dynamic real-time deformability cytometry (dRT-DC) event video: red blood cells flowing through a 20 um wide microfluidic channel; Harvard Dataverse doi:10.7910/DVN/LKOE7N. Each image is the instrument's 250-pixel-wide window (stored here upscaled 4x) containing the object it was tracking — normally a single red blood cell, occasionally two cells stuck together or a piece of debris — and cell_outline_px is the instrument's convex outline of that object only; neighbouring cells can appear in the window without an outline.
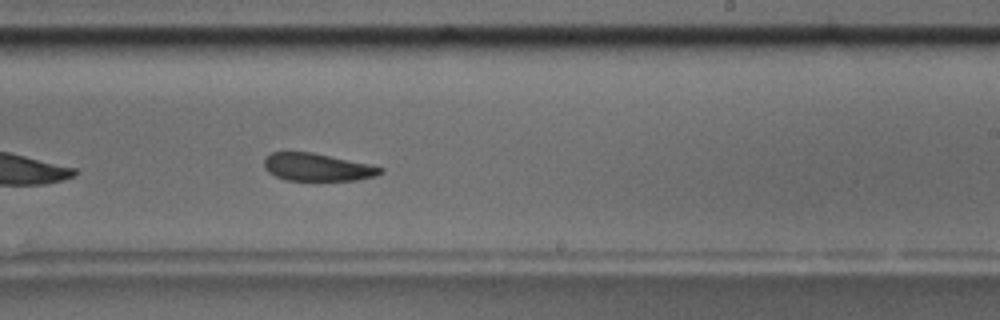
{"species": "common noctule bat (a hibernating species)", "species_latin": "Nyctalus noctula", "temperature_condition": "room temperature", "stored_images_in_passage": 33, "camera_frame_rate_fps": 3000, "um_per_image_px": 0.085, "animal": {"sex": "male", "body_mass_g": 17.5, "forearm_length_mm": 52.3}, "frame": {"image": 1, "passage_image": 19, "time_ms": 6.0, "image_size_px": [1000, 320], "cell_outline_px": [[384, 172], [376, 176], [356, 180], [284, 180], [268, 172], [264, 168], [264, 160], [272, 152], [312, 152], [368, 164], [384, 168]], "centroid_in_image_um": [26.97, 14.21], "position_along_channel_um": 262.0, "area_um2": 18.61}, "authors_computed_cell_mechanics": {"area_um2": 19.7098, "velocity_mm_per_s": 3.6349, "shape_relaxation_time_tau1_ms": 3.7652, "shape_relaxation_time_tau2_ms": 2.6764, "deformation_change_tau1": 0.104, "deformation_change_tau2": 0.0998}}